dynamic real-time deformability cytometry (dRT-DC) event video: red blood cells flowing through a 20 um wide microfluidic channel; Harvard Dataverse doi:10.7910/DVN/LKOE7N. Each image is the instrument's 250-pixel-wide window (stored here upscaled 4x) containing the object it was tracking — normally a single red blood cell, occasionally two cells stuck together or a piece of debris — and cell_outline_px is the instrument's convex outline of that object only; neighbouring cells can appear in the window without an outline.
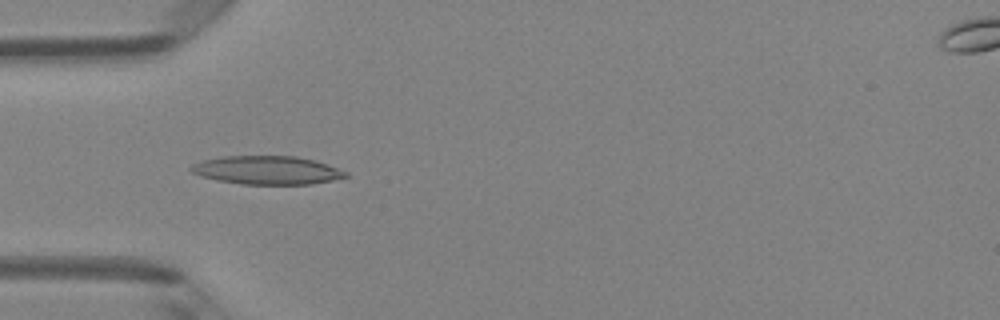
{"species": "Egyptian fruit bat (a non-hibernating species)", "species_latin": "Rousettus aegyptiacus", "temperature_condition": "room temperature", "stored_images_in_passage": 4, "camera_frame_rate_fps": 3000, "um_per_image_px": 0.085, "animal": {"sex": "female"}, "frame": {"image": 1, "passage_image": 4, "time_ms": 1.0, "image_size_px": [1000, 320], "cell_outline_px": [[348, 176], [332, 180], [312, 184], [240, 184], [216, 180], [200, 176], [192, 172], [188, 168], [192, 164], [204, 160], [224, 156], [296, 156], [316, 160], [328, 164], [348, 172]], "centroid_in_image_um": [22.7, 14.46], "position_along_channel_um": 62.3, "area_um2": 25.72}}